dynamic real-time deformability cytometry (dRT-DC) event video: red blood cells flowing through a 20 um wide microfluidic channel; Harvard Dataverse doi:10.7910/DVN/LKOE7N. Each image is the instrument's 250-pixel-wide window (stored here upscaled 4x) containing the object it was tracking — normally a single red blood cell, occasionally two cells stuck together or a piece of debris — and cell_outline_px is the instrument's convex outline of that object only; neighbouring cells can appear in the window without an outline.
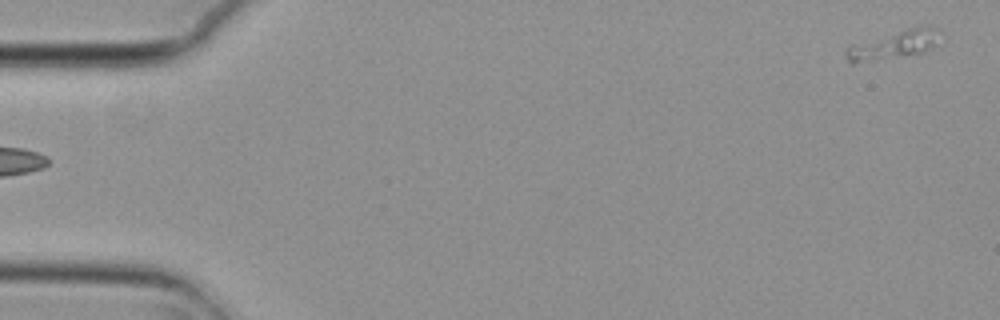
{"species": "common noctule bat (a hibernating species)", "species_latin": "Nyctalus noctula", "temperature_condition": "cold", "stored_images_in_passage": 4, "segment_of_instrument_passage": [2, 2], "camera_frame_rate_fps": 3000, "um_per_image_px": 0.085, "animal": {"sex": "female", "body_mass_g": 29.2, "forearm_length_mm": 56.3}, "frame": {"image": 1, "passage_image": 4, "time_ms": 1.0, "image_size_px": [1000, 320], "cell_outline_px": [[944, 36], [936, 44], [924, 52], [852, 64], [848, 60], [844, 52], [852, 44], [908, 28], [928, 24], [932, 24]], "centroid_in_image_um": [76.06, 3.77], "position_along_channel_um": 8.9, "area_um2": 15.66}}